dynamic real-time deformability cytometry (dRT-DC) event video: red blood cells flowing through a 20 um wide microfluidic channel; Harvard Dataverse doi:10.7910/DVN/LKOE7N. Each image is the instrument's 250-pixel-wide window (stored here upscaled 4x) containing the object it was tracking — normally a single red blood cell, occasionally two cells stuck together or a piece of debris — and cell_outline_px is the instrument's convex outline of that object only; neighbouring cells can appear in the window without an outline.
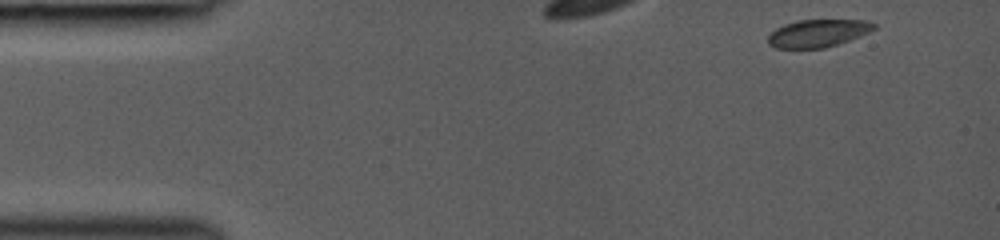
{"species": "common noctule bat (a hibernating species)", "species_latin": "Nyctalus noctula", "temperature_condition": "room temperature", "stored_images_in_passage": 13, "camera_frame_rate_fps": 3000, "um_per_image_px": 0.085, "animal": {"sex": "female", "body_mass_g": 19.0, "forearm_length_mm": 53.3}, "frame": {"image": 1, "passage_image": 1, "time_ms": 0.0, "image_size_px": [1000, 240], "cell_outline_px": [[876, 28], [860, 36], [824, 48], [776, 48], [768, 44], [768, 36], [776, 28], [784, 24], [800, 20], [868, 20], [876, 24]], "centroid_in_image_um": [69.52, 2.82], "position_along_channel_um": 15.5, "area_um2": 16.94}}
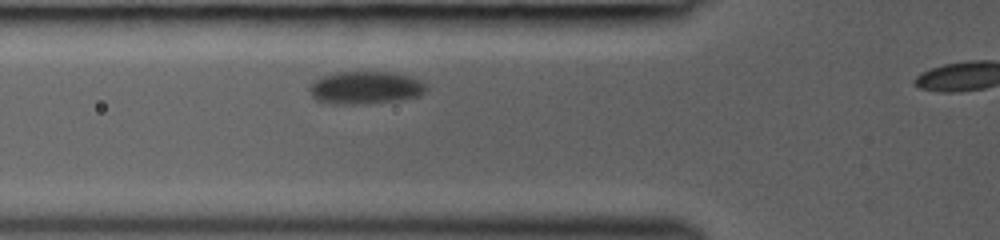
{"frame": {"image": 2, "passage_image": 12, "time_ms": 2.667, "image_size_px": [1000, 240], "cell_outline_px": [[428, 88], [420, 96], [400, 100], [356, 104], [332, 104], [316, 100], [312, 96], [308, 88], [316, 80], [324, 76], [336, 72], [392, 72], [408, 76], [424, 84]], "centroid_in_image_um": [31.04, 7.46], "position_along_channel_um": 94.8, "area_um2": 22.02}}